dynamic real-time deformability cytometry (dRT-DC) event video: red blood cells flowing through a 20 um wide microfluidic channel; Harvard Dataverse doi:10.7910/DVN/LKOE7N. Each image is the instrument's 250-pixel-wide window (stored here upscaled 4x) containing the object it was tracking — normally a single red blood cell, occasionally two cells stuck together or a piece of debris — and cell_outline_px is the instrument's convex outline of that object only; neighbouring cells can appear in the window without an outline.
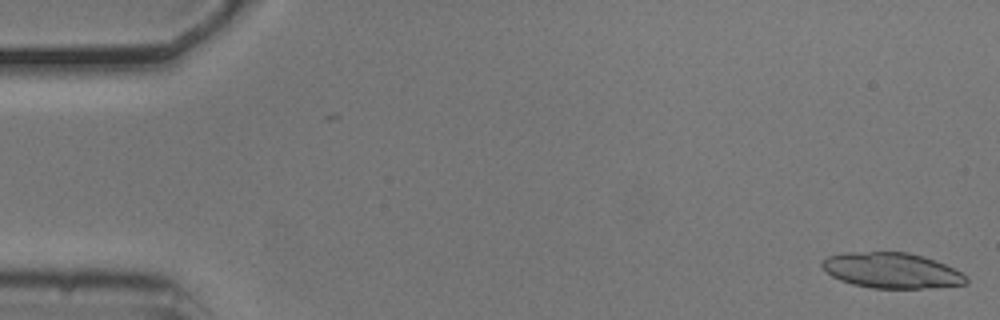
{"species": "common noctule bat (a hibernating species)", "species_latin": "Nyctalus noctula", "temperature_condition": "cold", "stored_images_in_passage": 53, "segment_of_instrument_passage": [1, 2], "camera_frame_rate_fps": 3000, "um_per_image_px": 0.085, "animal": {"sex": "male", "body_mass_g": 20.5, "forearm_length_mm": 52.5}, "frame": {"image": 1, "passage_image": 1, "time_ms": 0.0, "image_size_px": [1000, 320], "cell_outline_px": [[968, 284], [920, 288], [872, 288], [852, 284], [840, 280], [832, 276], [820, 264], [828, 256], [844, 252], [908, 252], [924, 256], [944, 264], [968, 276]], "centroid_in_image_um": [75.79, 22.98], "position_along_channel_um": 9.2, "area_um2": 29.65}}
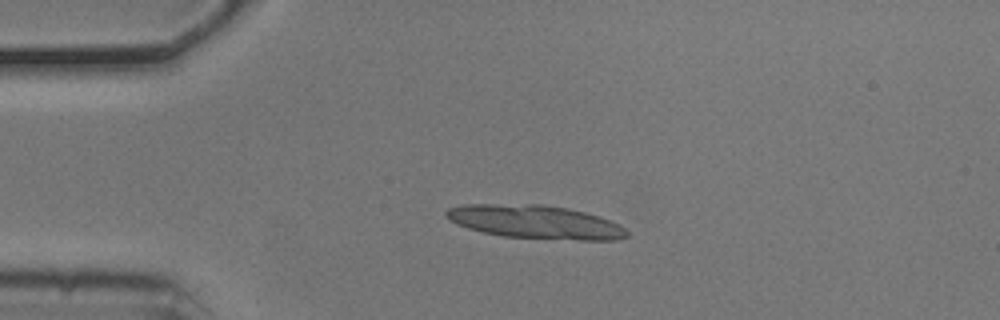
{"frame": {"image": 2, "passage_image": 12, "time_ms": 3.667, "image_size_px": [1000, 320], "cell_outline_px": [[628, 236], [616, 240], [580, 240], [504, 236], [484, 232], [468, 228], [456, 224], [444, 216], [444, 212], [448, 208], [464, 204], [544, 204], [568, 208], [584, 212], [608, 220], [624, 228], [628, 232]], "centroid_in_image_um": [45.45, 18.85], "position_along_channel_um": 39.5, "area_um2": 35.03}}